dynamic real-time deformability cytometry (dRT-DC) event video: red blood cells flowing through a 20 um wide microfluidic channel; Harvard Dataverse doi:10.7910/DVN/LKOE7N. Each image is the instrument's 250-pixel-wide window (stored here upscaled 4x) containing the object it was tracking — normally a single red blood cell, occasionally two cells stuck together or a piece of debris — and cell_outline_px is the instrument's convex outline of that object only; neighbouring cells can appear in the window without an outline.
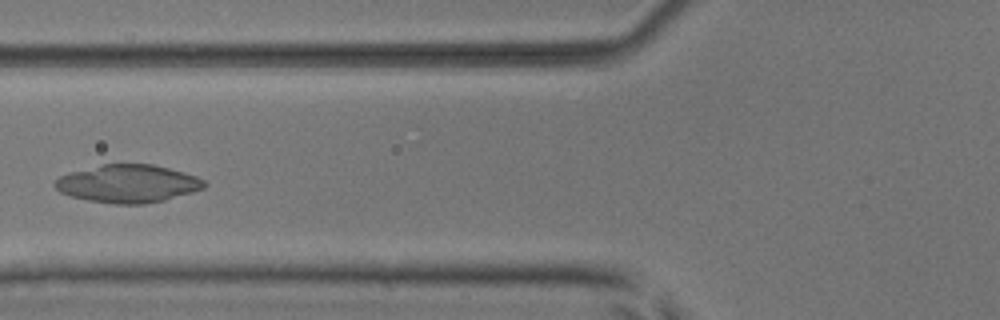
{"species": "common noctule bat (a hibernating species)", "species_latin": "Nyctalus noctula", "temperature_condition": "room temperature", "stored_images_in_passage": 6, "camera_frame_rate_fps": 3000, "um_per_image_px": 0.085, "animal": {"sex": "male", "body_mass_g": 17.9, "forearm_length_mm": 54.2}, "frame": {"image": 1, "passage_image": 5, "time_ms": 1.333, "image_size_px": [1000, 320], "cell_outline_px": [[208, 184], [204, 188], [192, 192], [164, 200], [144, 204], [112, 204], [88, 200], [72, 196], [60, 192], [52, 184], [60, 176], [72, 172], [104, 164], [152, 164], [184, 172], [196, 176], [204, 180]], "centroid_in_image_um": [10.89, 15.62], "position_along_channel_um": 114.9, "area_um2": 32.77}}
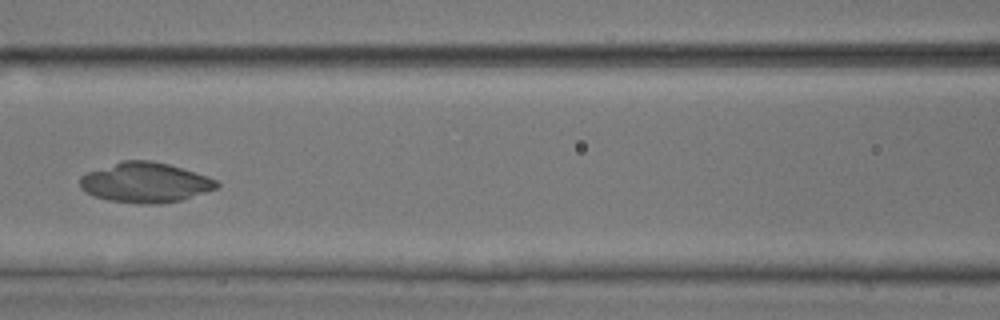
{"frame": {"image": 2, "passage_image": 6, "time_ms": 1.667, "image_size_px": [1000, 320], "cell_outline_px": [[220, 184], [216, 188], [180, 200], [160, 204], [140, 204], [108, 200], [84, 192], [80, 188], [80, 176], [88, 172], [124, 160], [152, 160], [168, 164], [208, 176], [216, 180]], "centroid_in_image_um": [12.33, 15.52], "position_along_channel_um": 154.3, "area_um2": 31.67}}